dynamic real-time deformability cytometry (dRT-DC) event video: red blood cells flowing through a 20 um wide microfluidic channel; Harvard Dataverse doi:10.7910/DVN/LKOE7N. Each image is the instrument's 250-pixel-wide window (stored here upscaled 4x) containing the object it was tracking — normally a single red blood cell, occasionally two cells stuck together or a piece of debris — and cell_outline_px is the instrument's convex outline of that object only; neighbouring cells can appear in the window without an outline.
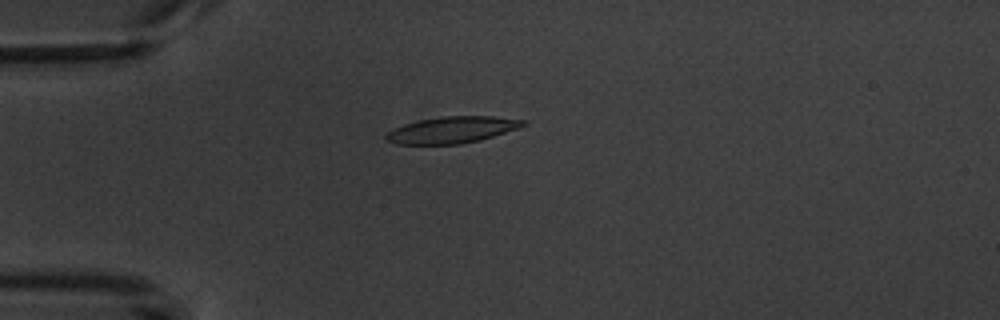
{"species": "common noctule bat (a hibernating species)", "species_latin": "Nyctalus noctula", "temperature_condition": "warm", "stored_images_in_passage": 7, "camera_frame_rate_fps": 3000, "um_per_image_px": 0.085, "animal": {"sex": "male", "body_mass_g": 20.1, "forearm_length_mm": 53.5}, "frame": {"image": 1, "passage_image": 5, "time_ms": 4.667, "image_size_px": [1000, 320], "cell_outline_px": [[528, 124], [520, 128], [480, 140], [460, 144], [396, 144], [384, 140], [384, 136], [388, 132], [404, 124], [420, 120], [444, 116], [492, 116], [528, 120]], "centroid_in_image_um": [38.47, 11.04], "position_along_channel_um": 46.5, "area_um2": 21.27}}